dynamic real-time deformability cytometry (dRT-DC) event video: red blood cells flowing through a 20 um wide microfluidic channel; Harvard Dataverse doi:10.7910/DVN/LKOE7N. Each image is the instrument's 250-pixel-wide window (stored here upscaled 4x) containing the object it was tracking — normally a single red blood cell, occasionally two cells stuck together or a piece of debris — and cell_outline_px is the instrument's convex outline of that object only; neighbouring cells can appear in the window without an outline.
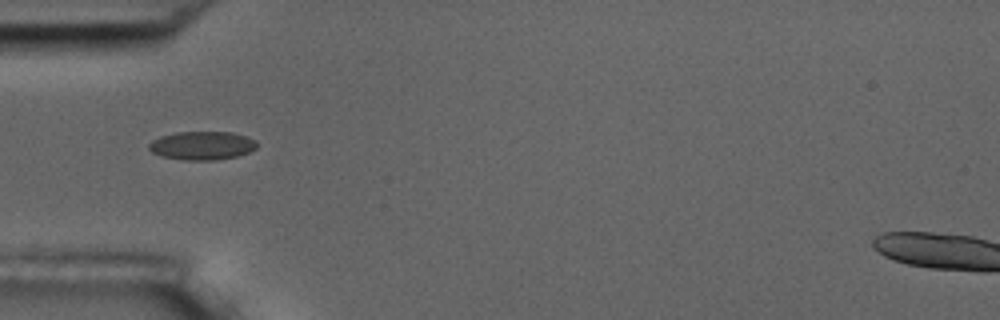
{"species": "common noctule bat (a hibernating species)", "species_latin": "Nyctalus noctula", "temperature_condition": "room temperature", "stored_images_in_passage": 1, "camera_frame_rate_fps": 3000, "um_per_image_px": 0.085, "animal": {"sex": "male", "body_mass_g": 17.5, "forearm_length_mm": 52.3}, "frame": {"image": 1, "passage_image": 1, "time_ms": 0.0, "image_size_px": [1000, 320], "cell_outline_px": [[256, 148], [248, 152], [236, 156], [216, 160], [184, 160], [160, 156], [152, 152], [148, 148], [148, 144], [152, 140], [160, 136], [176, 132], [232, 132], [256, 140]], "centroid_in_image_um": [17.13, 12.37], "position_along_channel_um": 67.9, "area_um2": 17.92}}